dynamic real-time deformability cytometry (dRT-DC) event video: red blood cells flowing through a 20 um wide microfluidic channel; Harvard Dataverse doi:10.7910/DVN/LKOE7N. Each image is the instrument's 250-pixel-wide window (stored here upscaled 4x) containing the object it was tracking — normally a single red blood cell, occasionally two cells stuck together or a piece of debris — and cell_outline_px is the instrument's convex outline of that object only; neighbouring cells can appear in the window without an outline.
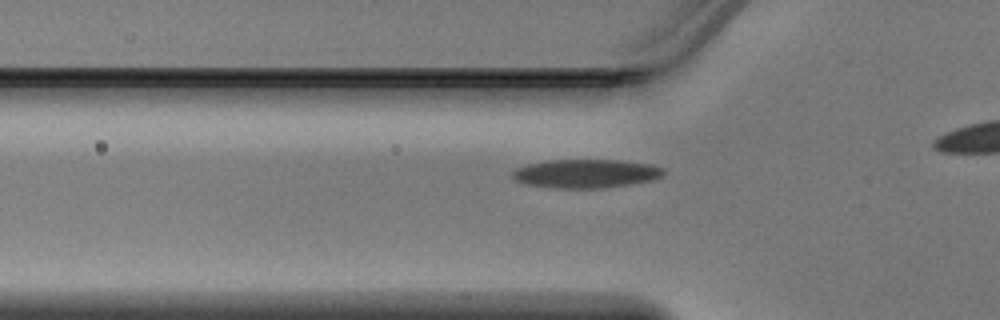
{"species": "Egyptian fruit bat (a non-hibernating species)", "species_latin": "Rousettus aegyptiacus", "temperature_condition": "warm", "stored_images_in_passage": 21, "camera_frame_rate_fps": 3000, "um_per_image_px": 0.085, "animal": {"sex": "male"}, "frame": {"image": 1, "passage_image": 4, "time_ms": 1.0, "image_size_px": [1000, 320], "cell_outline_px": [[664, 172], [660, 176], [652, 180], [604, 188], [552, 188], [524, 184], [516, 180], [512, 176], [512, 172], [516, 168], [528, 164], [552, 160], [620, 160], [652, 164], [664, 168]], "centroid_in_image_um": [49.79, 14.75], "position_along_channel_um": 76.0, "area_um2": 25.2}}
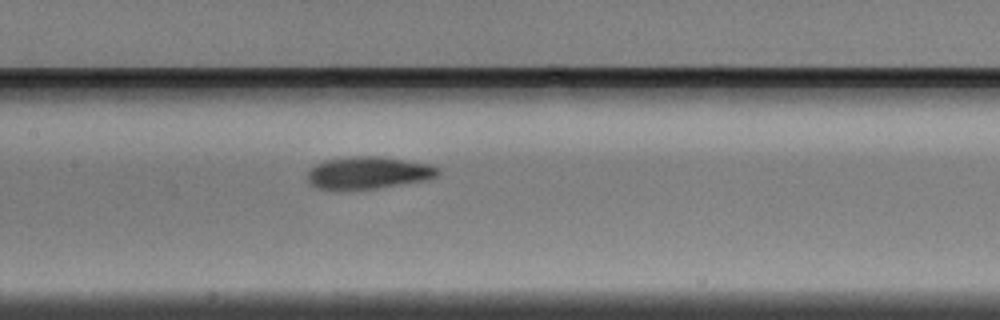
{"frame": {"image": 2, "passage_image": 11, "time_ms": 3.333, "image_size_px": [1000, 320], "cell_outline_px": [[440, 172], [436, 176], [428, 180], [352, 192], [328, 192], [316, 188], [308, 180], [308, 172], [316, 164], [328, 160], [356, 156], [376, 156], [428, 164], [436, 168]], "centroid_in_image_um": [31.23, 14.75], "position_along_channel_um": 176.2, "area_um2": 24.97}}
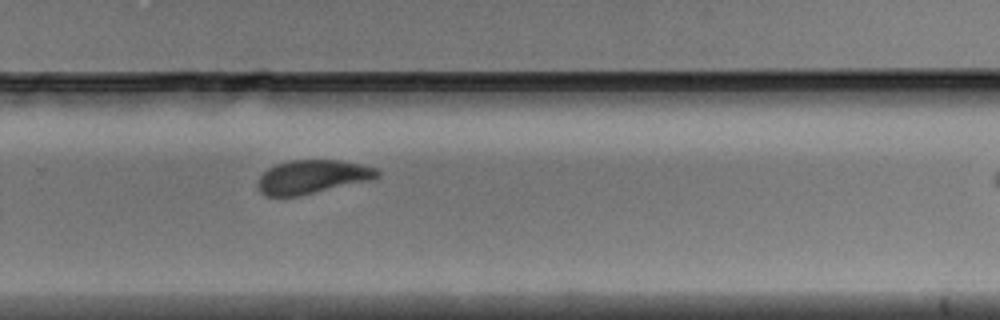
{"frame": {"image": 3, "passage_image": 20, "time_ms": 6.333, "image_size_px": [1000, 320], "cell_outline_px": [[380, 176], [372, 180], [300, 196], [268, 196], [260, 192], [256, 184], [260, 176], [268, 168], [276, 164], [292, 160], [340, 160], [360, 164], [376, 168], [380, 172]], "centroid_in_image_um": [26.56, 15.03], "position_along_channel_um": 303.2, "area_um2": 23.58}}